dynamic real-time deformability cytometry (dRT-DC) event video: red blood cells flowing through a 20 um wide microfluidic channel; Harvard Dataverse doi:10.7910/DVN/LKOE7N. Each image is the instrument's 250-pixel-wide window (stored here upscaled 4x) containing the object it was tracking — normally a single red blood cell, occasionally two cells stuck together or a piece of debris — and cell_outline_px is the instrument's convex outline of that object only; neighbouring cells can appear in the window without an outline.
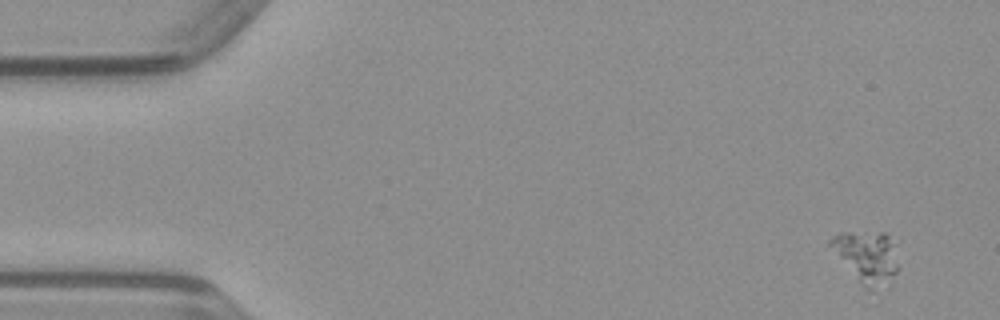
{"species": "common noctule bat (a hibernating species)", "species_latin": "Nyctalus noctula", "temperature_condition": "warm", "stored_images_in_passage": 12, "camera_frame_rate_fps": 3000, "um_per_image_px": 0.085, "animal": {"sex": "male", "body_mass_g": 23.1, "forearm_length_mm": 52.7}, "frame": {"image": 1, "passage_image": 1, "time_ms": 0.0, "image_size_px": [1000, 320], "cell_outline_px": [[900, 240], [896, 272], [892, 284], [872, 292], [860, 280], [828, 244], [828, 240], [832, 236], [840, 232], [884, 232]], "centroid_in_image_um": [73.83, 21.78], "position_along_channel_um": 11.2, "area_um2": 20.98}}
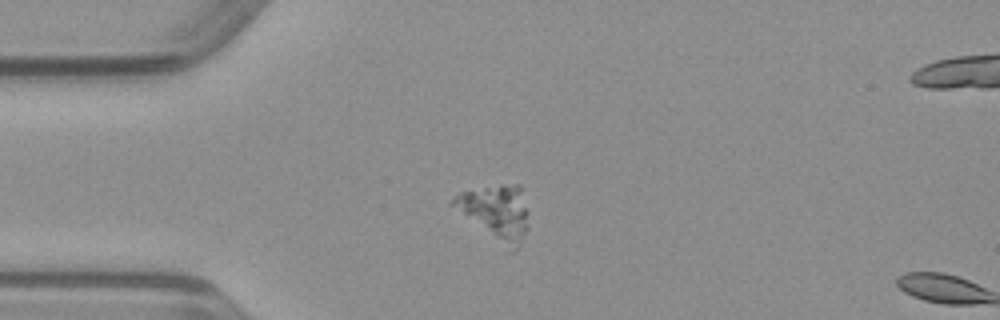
{"frame": {"image": 2, "passage_image": 11, "time_ms": 3.333, "image_size_px": [1000, 320], "cell_outline_px": [[528, 228], [516, 248], [512, 252], [508, 252], [448, 204], [452, 196], [460, 192], [500, 184], [520, 184], [528, 212]], "centroid_in_image_um": [42.12, 18.06], "position_along_channel_um": 42.9, "area_um2": 24.62}}